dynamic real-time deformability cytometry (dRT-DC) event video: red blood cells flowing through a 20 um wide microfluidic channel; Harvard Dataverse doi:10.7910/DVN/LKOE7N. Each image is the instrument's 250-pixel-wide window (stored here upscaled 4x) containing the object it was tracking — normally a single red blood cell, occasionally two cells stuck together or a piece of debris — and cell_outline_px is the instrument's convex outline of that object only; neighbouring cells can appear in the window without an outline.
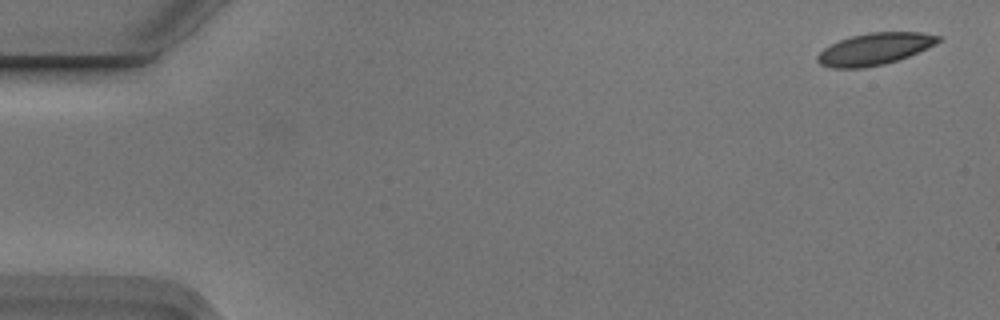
{"species": "Egyptian fruit bat (a non-hibernating species)", "species_latin": "Rousettus aegyptiacus", "temperature_condition": "cold", "stored_images_in_passage": 6, "camera_frame_rate_fps": 3000, "um_per_image_px": 0.085, "animal": {"sex": "male"}, "frame": {"image": 1, "passage_image": 1, "time_ms": 0.0, "image_size_px": [1000, 320], "cell_outline_px": [[940, 40], [936, 44], [908, 56], [884, 64], [864, 68], [832, 68], [820, 64], [816, 60], [816, 56], [824, 48], [840, 40], [852, 36], [868, 32], [920, 32], [940, 36]], "centroid_in_image_um": [74.32, 4.16], "position_along_channel_um": 10.7, "area_um2": 22.25}}